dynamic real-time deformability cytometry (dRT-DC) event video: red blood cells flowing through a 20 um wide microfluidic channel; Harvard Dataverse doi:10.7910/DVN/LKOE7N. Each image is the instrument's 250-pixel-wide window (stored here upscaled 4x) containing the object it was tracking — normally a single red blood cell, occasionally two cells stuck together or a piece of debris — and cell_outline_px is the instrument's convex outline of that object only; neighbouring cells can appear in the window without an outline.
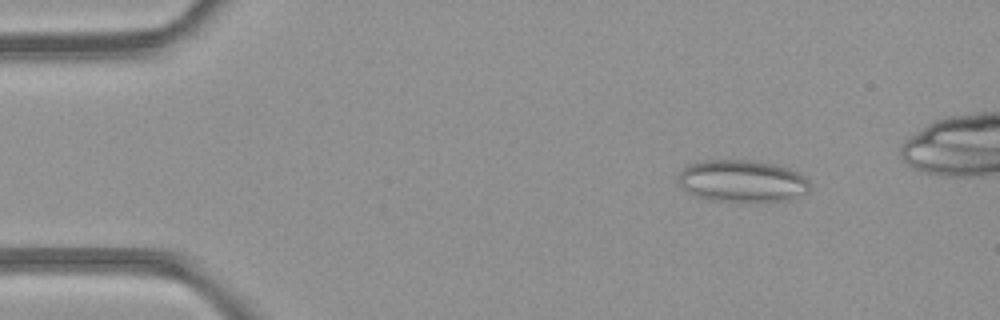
{"species": "common noctule bat (a hibernating species)", "species_latin": "Nyctalus noctula", "temperature_condition": "room temperature", "stored_images_in_passage": 45, "camera_frame_rate_fps": 3000, "um_per_image_px": 0.085, "animal": {"sex": "female", "body_mass_g": 21.9}, "frame": {"image": 1, "passage_image": 6, "time_ms": 1.667, "image_size_px": [1000, 320], "cell_outline_px": [[812, 188], [808, 192], [788, 200], [712, 200], [696, 196], [688, 192], [680, 184], [680, 172], [688, 164], [704, 160], [756, 160], [788, 168], [796, 172], [808, 180]], "centroid_in_image_um": [63.1, 15.36], "position_along_channel_um": 21.9, "area_um2": 31.73}}
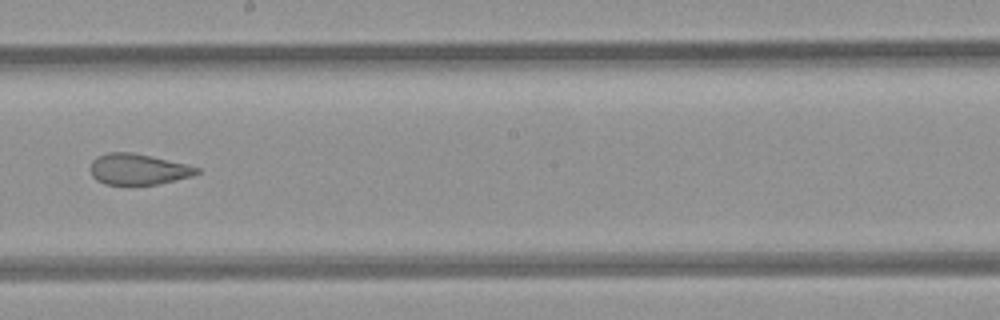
{"frame": {"image": 2, "passage_image": 27, "time_ms": 8.667, "image_size_px": [1000, 320], "cell_outline_px": [[200, 172], [192, 176], [156, 184], [104, 184], [96, 180], [92, 176], [88, 168], [92, 160], [96, 156], [108, 152], [132, 152], [184, 164], [200, 168]], "centroid_in_image_um": [11.66, 14.38], "position_along_channel_um": 236.5, "area_um2": 19.07}}
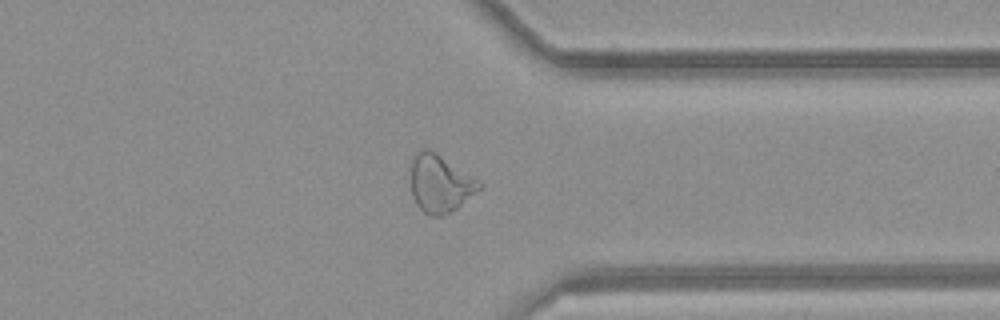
{"frame": {"image": 3, "passage_image": 37, "time_ms": 12.0, "image_size_px": [1000, 320], "cell_outline_px": [[484, 184], [480, 188], [456, 208], [440, 216], [432, 216], [424, 212], [416, 204], [412, 196], [412, 160], [416, 152], [424, 148], [428, 148], [436, 152]], "centroid_in_image_um": [37.39, 15.59], "position_along_channel_um": 374.0, "area_um2": 22.48}, "authors_computed_cell_mechanics": {"area_um2": 23.5246, "velocity_mm_per_s": 4.2448, "shape_relaxation_time_tau1_ms": null, "shape_relaxation_time_tau2_ms": 1.6403, "deformation_change_tau1": null, "deformation_change_tau2": 0.0922}}